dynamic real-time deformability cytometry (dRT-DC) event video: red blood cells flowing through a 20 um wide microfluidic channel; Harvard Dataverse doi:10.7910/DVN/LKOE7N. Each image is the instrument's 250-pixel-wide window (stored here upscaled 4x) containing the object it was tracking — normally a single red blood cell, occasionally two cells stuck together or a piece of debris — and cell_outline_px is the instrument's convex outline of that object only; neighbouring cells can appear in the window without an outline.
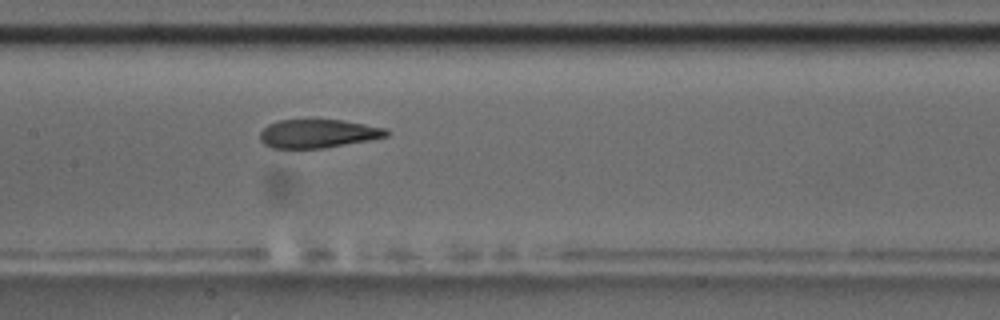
{"species": "common noctule bat (a hibernating species)", "species_latin": "Nyctalus noctula", "temperature_condition": "room temperature", "stored_images_in_passage": 4, "camera_frame_rate_fps": 3000, "um_per_image_px": 0.085, "animal": {"sex": "male", "body_mass_g": 17.5, "forearm_length_mm": 52.3}, "frame": {"image": 1, "passage_image": 4, "time_ms": 3.333, "image_size_px": [1000, 320], "cell_outline_px": [[388, 136], [368, 140], [324, 148], [272, 148], [264, 144], [260, 140], [260, 132], [268, 124], [276, 120], [340, 120], [388, 128]], "centroid_in_image_um": [27.01, 11.35], "position_along_channel_um": 180.4, "area_um2": 20.92}}